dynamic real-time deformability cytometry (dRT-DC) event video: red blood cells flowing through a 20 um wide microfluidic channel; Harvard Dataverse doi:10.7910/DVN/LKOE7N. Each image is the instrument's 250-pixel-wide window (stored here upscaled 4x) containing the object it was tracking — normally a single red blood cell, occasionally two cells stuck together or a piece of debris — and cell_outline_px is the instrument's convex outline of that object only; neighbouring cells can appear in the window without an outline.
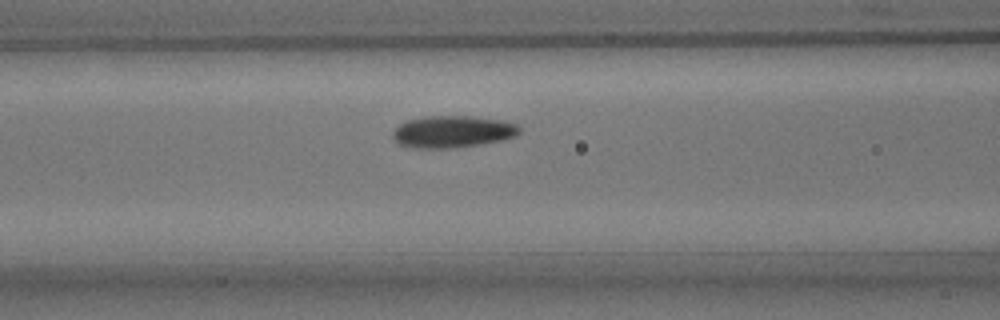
{"species": "common noctule bat (a hibernating species)", "species_latin": "Nyctalus noctula", "temperature_condition": "room temperature", "stored_images_in_passage": 16, "camera_frame_rate_fps": 3000, "um_per_image_px": 0.085, "animal": {"sex": "male", "body_mass_g": 15.6}, "frame": {"image": 1, "passage_image": 14, "time_ms": 4.333, "image_size_px": [1000, 320], "cell_outline_px": [[520, 132], [516, 136], [500, 140], [480, 144], [452, 148], [412, 148], [400, 144], [392, 136], [392, 132], [400, 124], [408, 120], [428, 116], [468, 116], [500, 120], [516, 124], [520, 128]], "centroid_in_image_um": [38.46, 11.19], "position_along_channel_um": 128.1, "area_um2": 23.35}}